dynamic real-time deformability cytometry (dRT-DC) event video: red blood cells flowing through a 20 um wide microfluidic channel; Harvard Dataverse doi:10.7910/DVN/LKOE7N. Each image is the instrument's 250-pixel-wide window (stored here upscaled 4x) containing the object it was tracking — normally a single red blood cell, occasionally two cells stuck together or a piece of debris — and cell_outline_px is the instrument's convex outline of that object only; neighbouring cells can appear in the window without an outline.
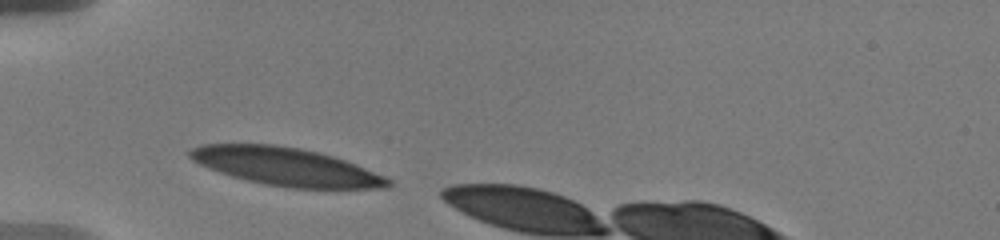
{"species": "human", "species_latin": "Homo sapiens", "temperature_condition": "warm", "stored_images_in_passage": 3, "camera_frame_rate_fps": 3000, "um_per_image_px": 0.085, "donor": {"sex": "male"}, "frame": {"image": 1, "passage_image": 1, "time_ms": 0.0, "image_size_px": [1000, 240], "cell_outline_px": [[392, 184], [388, 188], [292, 188], [264, 184], [232, 176], [208, 168], [192, 160], [188, 156], [188, 152], [192, 148], [200, 144], [276, 144], [300, 148], [320, 152], [356, 164], [384, 176], [392, 180]], "centroid_in_image_um": [24.31, 14.16], "position_along_channel_um": 60.7, "area_um2": 43.75}}